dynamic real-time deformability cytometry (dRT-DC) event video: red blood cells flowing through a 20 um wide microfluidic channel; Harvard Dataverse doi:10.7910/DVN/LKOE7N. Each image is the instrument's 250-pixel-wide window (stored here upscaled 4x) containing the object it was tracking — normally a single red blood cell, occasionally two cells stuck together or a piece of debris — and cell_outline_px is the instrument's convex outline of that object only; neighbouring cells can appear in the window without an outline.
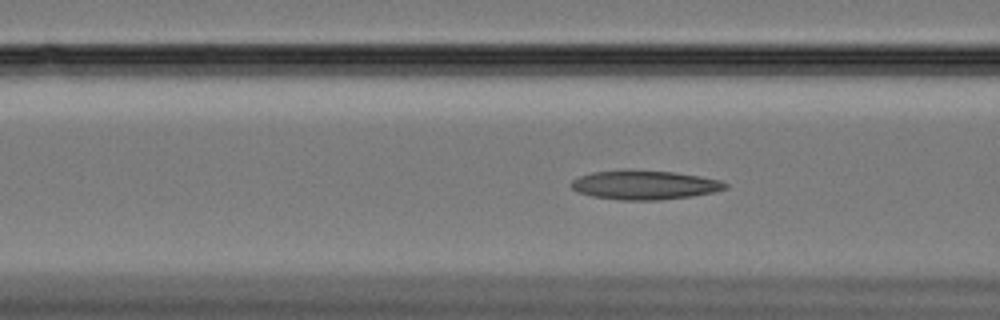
{"species": "Egyptian fruit bat (a non-hibernating species)", "species_latin": "Rousettus aegyptiacus", "temperature_condition": "cold", "stored_images_in_passage": 59, "camera_frame_rate_fps": 3000, "um_per_image_px": 0.085, "animal": {"sex": "female"}, "frame": {"image": 1, "passage_image": 22, "time_ms": 7.0, "image_size_px": [1000, 320], "cell_outline_px": [[728, 188], [712, 192], [692, 196], [660, 200], [620, 200], [592, 196], [580, 192], [572, 188], [568, 184], [572, 180], [580, 176], [592, 172], [628, 168], [676, 172], [700, 176], [720, 180], [728, 184]], "centroid_in_image_um": [54.77, 15.7], "position_along_channel_um": 111.8, "area_um2": 26.59}}
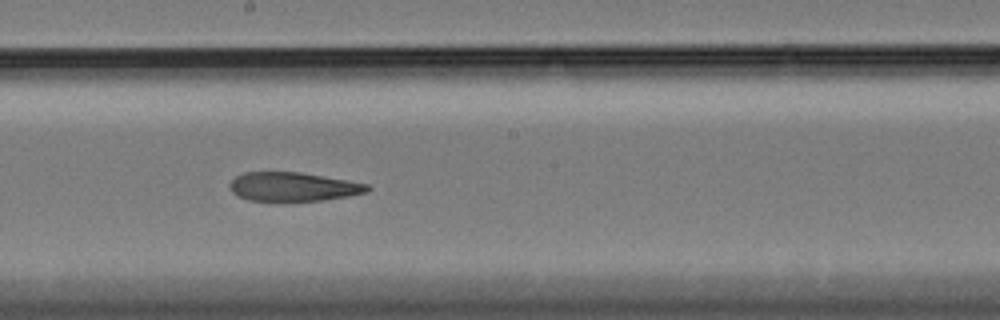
{"frame": {"image": 2, "passage_image": 32, "time_ms": 10.333, "image_size_px": [1000, 320], "cell_outline_px": [[372, 188], [368, 192], [348, 196], [324, 200], [288, 204], [280, 204], [248, 200], [236, 196], [232, 192], [228, 184], [236, 176], [244, 172], [300, 172], [348, 180], [368, 184]], "centroid_in_image_um": [24.89, 15.93], "position_along_channel_um": 223.3, "area_um2": 24.33}}
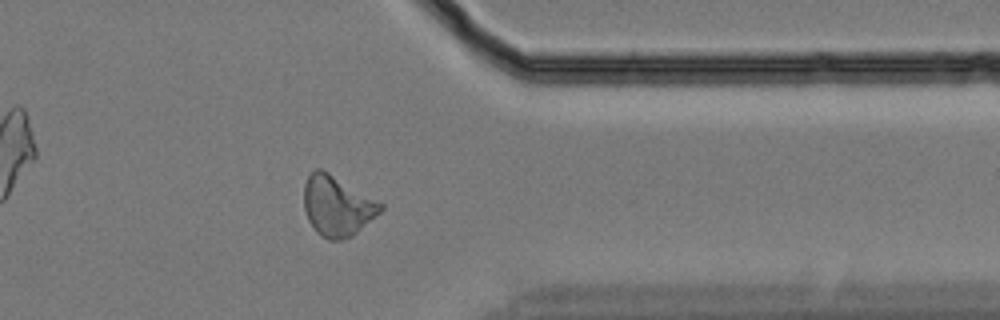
{"frame": {"image": 3, "passage_image": 47, "time_ms": 15.333, "image_size_px": [1000, 320], "cell_outline_px": [[384, 208], [380, 212], [352, 236], [340, 240], [328, 240], [320, 236], [316, 232], [308, 220], [304, 208], [304, 184], [308, 176], [316, 168], [320, 168], [328, 172], [384, 204]], "centroid_in_image_um": [28.64, 17.52], "position_along_channel_um": 382.8, "area_um2": 26.7}, "authors_computed_cell_mechanics": {"area_um2": 25.6632, "velocity_mm_per_s": 3.3374, "shape_relaxation_time_tau1_ms": null, "shape_relaxation_time_tau2_ms": 6.5687, "deformation_change_tau1": null, "deformation_change_tau2": 0.1607}}